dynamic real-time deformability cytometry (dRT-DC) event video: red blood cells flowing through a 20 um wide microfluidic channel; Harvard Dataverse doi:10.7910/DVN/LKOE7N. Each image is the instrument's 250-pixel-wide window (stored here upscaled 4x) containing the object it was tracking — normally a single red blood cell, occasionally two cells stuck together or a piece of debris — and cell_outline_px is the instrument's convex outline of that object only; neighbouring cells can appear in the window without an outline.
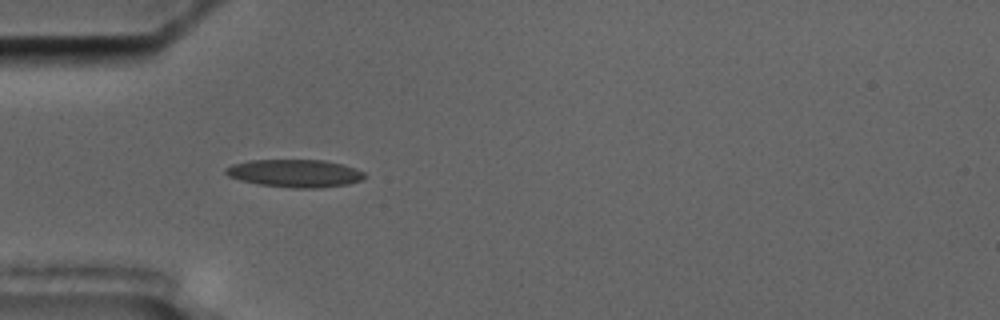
{"species": "common noctule bat (a hibernating species)", "species_latin": "Nyctalus noctula", "temperature_condition": "cold", "stored_images_in_passage": 3, "camera_frame_rate_fps": 3000, "um_per_image_px": 0.085, "animal": {"sex": "male", "body_mass_g": 17.5, "forearm_length_mm": 52.3}, "frame": {"image": 1, "passage_image": 2, "time_ms": 1.333, "image_size_px": [1000, 320], "cell_outline_px": [[364, 176], [360, 180], [348, 184], [320, 188], [292, 188], [260, 184], [240, 180], [228, 176], [224, 172], [224, 168], [232, 164], [248, 160], [324, 160], [344, 164], [356, 168], [364, 172]], "centroid_in_image_um": [25.05, 14.72], "position_along_channel_um": 59.9, "area_um2": 22.54}}